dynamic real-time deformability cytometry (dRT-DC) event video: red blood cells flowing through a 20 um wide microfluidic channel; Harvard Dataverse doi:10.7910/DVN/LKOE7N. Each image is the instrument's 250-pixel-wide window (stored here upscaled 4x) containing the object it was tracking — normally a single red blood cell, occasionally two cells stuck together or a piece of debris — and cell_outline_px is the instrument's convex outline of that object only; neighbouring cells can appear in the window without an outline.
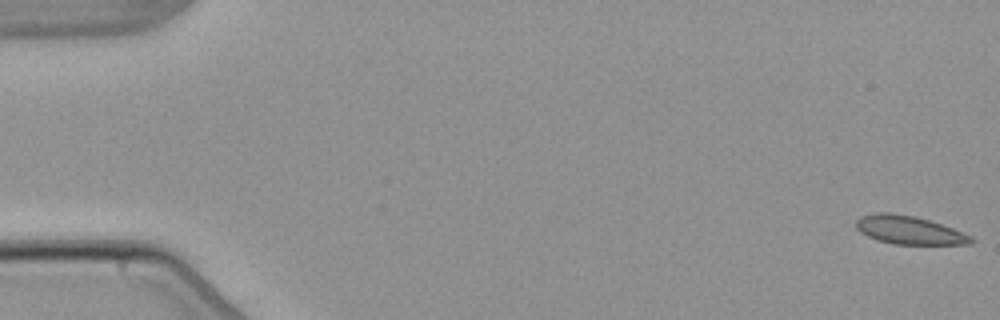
{"species": "common noctule bat (a hibernating species)", "species_latin": "Nyctalus noctula", "temperature_condition": "warm", "stored_images_in_passage": 6, "segment_of_instrument_passage": [1, 2], "camera_frame_rate_fps": 3000, "um_per_image_px": 0.085, "animal": {"sex": "male", "body_mass_g": 21.5, "forearm_length_mm": 52.0}, "frame": {"image": 1, "passage_image": 1, "time_ms": 0.0, "image_size_px": [1000, 320], "cell_outline_px": [[972, 240], [968, 244], [896, 244], [880, 240], [868, 236], [860, 232], [856, 228], [856, 220], [860, 216], [876, 212], [892, 212], [912, 216], [928, 220], [952, 228], [972, 236]], "centroid_in_image_um": [77.22, 19.54], "position_along_channel_um": 7.8, "area_um2": 18.67}}
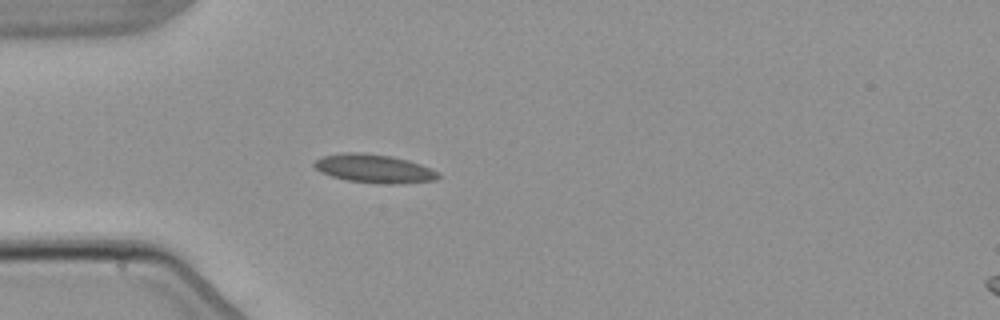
{"frame": {"image": 2, "passage_image": 5, "time_ms": 5.0, "image_size_px": [1000, 320], "cell_outline_px": [[440, 176], [436, 180], [396, 184], [388, 184], [348, 180], [332, 176], [320, 172], [312, 164], [316, 160], [324, 156], [344, 152], [360, 152], [392, 156], [408, 160], [432, 168], [440, 172]], "centroid_in_image_um": [31.84, 14.32], "position_along_channel_um": 53.2, "area_um2": 20.58}}